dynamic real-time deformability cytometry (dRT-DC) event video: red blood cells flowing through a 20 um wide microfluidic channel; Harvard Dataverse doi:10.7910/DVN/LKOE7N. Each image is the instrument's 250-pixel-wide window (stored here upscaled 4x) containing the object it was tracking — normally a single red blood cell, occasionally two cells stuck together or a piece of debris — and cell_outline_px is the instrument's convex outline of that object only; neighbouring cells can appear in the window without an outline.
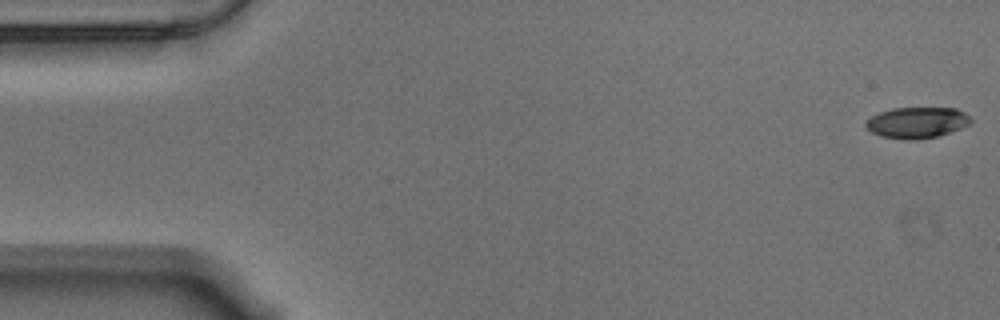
{"species": "Egyptian fruit bat (a non-hibernating species)", "species_latin": "Rousettus aegyptiacus", "temperature_condition": "warm", "stored_images_in_passage": 57, "camera_frame_rate_fps": 3000, "um_per_image_px": 0.085, "animal": {"sex": "male"}, "frame": {"image": 1, "passage_image": 1, "time_ms": 0.0, "image_size_px": [1000, 320], "cell_outline_px": [[972, 120], [968, 124], [960, 128], [936, 136], [916, 140], [904, 140], [880, 136], [872, 132], [864, 124], [872, 116], [880, 112], [892, 108], [956, 108], [964, 112]], "centroid_in_image_um": [77.92, 10.42], "position_along_channel_um": 7.1, "area_um2": 18.79}}
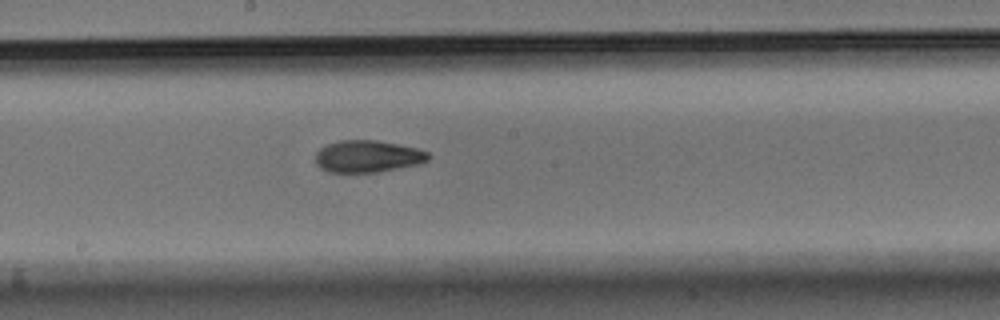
{"frame": {"image": 2, "passage_image": 30, "time_ms": 9.667, "image_size_px": [1000, 320], "cell_outline_px": [[432, 156], [428, 160], [420, 164], [380, 172], [328, 172], [320, 168], [316, 164], [316, 152], [320, 148], [328, 144], [340, 140], [376, 140], [416, 148], [428, 152]], "centroid_in_image_um": [31.27, 13.3], "position_along_channel_um": 216.9, "area_um2": 21.15}}
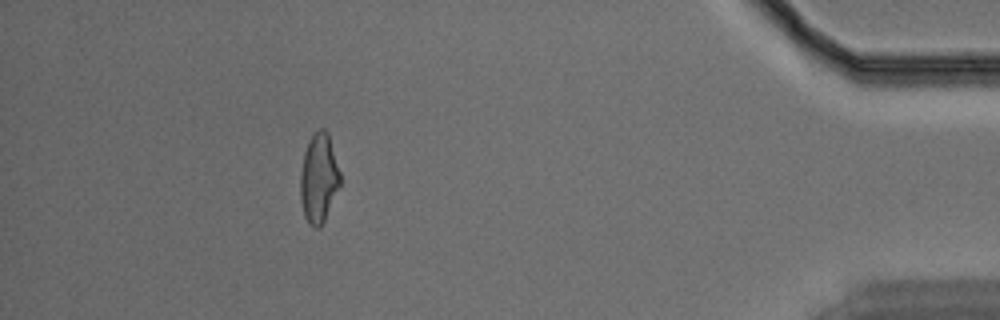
{"frame": {"image": 3, "passage_image": 51, "time_ms": 16.667, "image_size_px": [1000, 320], "cell_outline_px": [[340, 188], [320, 228], [312, 228], [308, 224], [304, 216], [300, 200], [300, 172], [304, 152], [312, 136], [320, 128], [324, 128], [328, 132], [340, 172]], "centroid_in_image_um": [27.09, 15.19], "position_along_channel_um": 408.1, "area_um2": 20.87}, "authors_computed_cell_mechanics": {"area_um2": 20.8658, "velocity_mm_per_s": 3.5328, "shape_relaxation_time_tau1_ms": 5.1875, "shape_relaxation_time_tau2_ms": 4.0685, "deformation_change_tau1": 0.1885, "deformation_change_tau2": 0.1089}}